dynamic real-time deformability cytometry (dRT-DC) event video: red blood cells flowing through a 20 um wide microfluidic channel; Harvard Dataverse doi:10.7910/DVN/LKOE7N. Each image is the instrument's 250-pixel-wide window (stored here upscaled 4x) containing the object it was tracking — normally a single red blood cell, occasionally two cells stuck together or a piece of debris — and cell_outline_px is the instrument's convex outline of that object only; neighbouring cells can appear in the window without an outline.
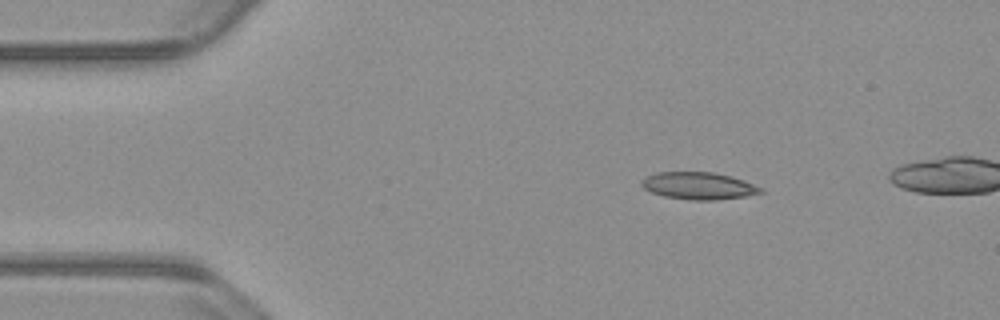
{"species": "common noctule bat (a hibernating species)", "species_latin": "Nyctalus noctula", "temperature_condition": "warm", "stored_images_in_passage": 9, "camera_frame_rate_fps": 3000, "um_per_image_px": 0.085, "animal": {"sex": "male", "body_mass_g": 23.1, "forearm_length_mm": 52.7}, "frame": {"image": 1, "passage_image": 1, "time_ms": 0.0, "image_size_px": [1000, 320], "cell_outline_px": [[764, 192], [744, 196], [716, 200], [692, 200], [664, 196], [652, 192], [644, 188], [640, 184], [640, 180], [644, 176], [656, 172], [712, 172], [744, 180], [764, 188]], "centroid_in_image_um": [59.36, 15.79], "position_along_channel_um": 25.6, "area_um2": 18.9}}